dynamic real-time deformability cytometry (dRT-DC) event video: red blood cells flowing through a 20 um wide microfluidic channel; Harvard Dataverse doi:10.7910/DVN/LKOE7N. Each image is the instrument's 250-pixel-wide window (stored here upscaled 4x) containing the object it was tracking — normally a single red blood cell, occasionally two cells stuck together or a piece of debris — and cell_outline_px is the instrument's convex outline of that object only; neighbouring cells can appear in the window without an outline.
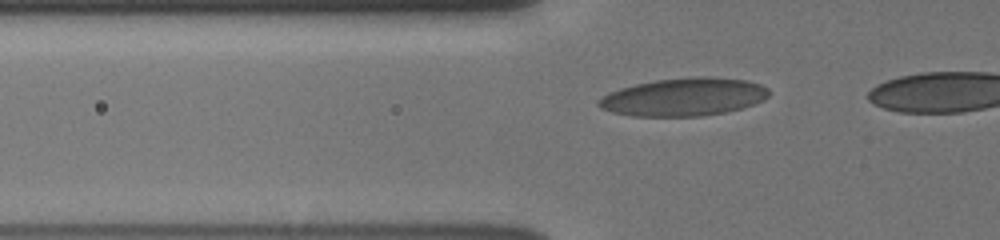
{"species": "human", "species_latin": "Homo sapiens", "temperature_condition": "cold", "stored_images_in_passage": 13, "camera_frame_rate_fps": 3000, "um_per_image_px": 0.085, "donor": {"sex": "male"}, "frame": {"image": 1, "passage_image": 3, "time_ms": 0.667, "image_size_px": [1000, 240], "cell_outline_px": [[768, 96], [764, 100], [740, 108], [724, 112], [700, 116], [632, 116], [612, 112], [600, 108], [596, 104], [596, 100], [620, 88], [636, 84], [656, 80], [700, 76], [708, 76], [748, 80], [760, 84], [768, 88]], "centroid_in_image_um": [58.12, 8.24], "position_along_channel_um": 67.7, "area_um2": 37.51}}
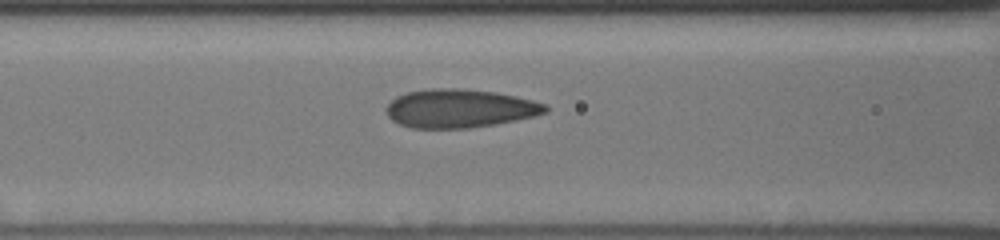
{"frame": {"image": 2, "passage_image": 8, "time_ms": 2.333, "image_size_px": [1000, 240], "cell_outline_px": [[548, 112], [516, 120], [496, 124], [468, 128], [412, 128], [400, 124], [392, 120], [388, 116], [384, 108], [396, 96], [408, 92], [432, 88], [464, 88], [496, 92], [516, 96], [548, 104]], "centroid_in_image_um": [39.07, 9.21], "position_along_channel_um": 127.5, "area_um2": 35.89}}
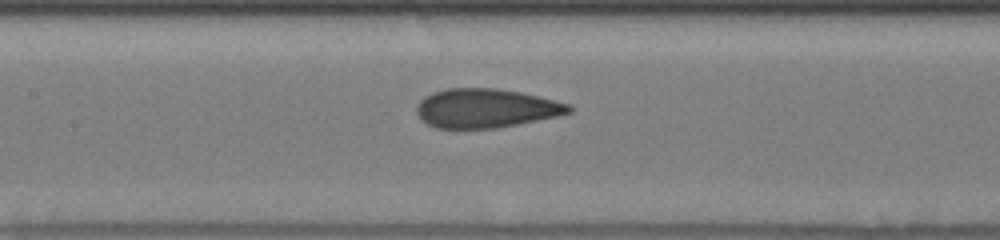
{"frame": {"image": 3, "passage_image": 11, "time_ms": 3.333, "image_size_px": [1000, 240], "cell_outline_px": [[572, 112], [556, 116], [496, 128], [436, 128], [420, 120], [416, 112], [416, 108], [420, 100], [424, 96], [432, 92], [448, 88], [496, 88], [520, 92], [568, 104], [572, 108]], "centroid_in_image_um": [41.23, 9.2], "position_along_channel_um": 166.2, "area_um2": 34.39}}